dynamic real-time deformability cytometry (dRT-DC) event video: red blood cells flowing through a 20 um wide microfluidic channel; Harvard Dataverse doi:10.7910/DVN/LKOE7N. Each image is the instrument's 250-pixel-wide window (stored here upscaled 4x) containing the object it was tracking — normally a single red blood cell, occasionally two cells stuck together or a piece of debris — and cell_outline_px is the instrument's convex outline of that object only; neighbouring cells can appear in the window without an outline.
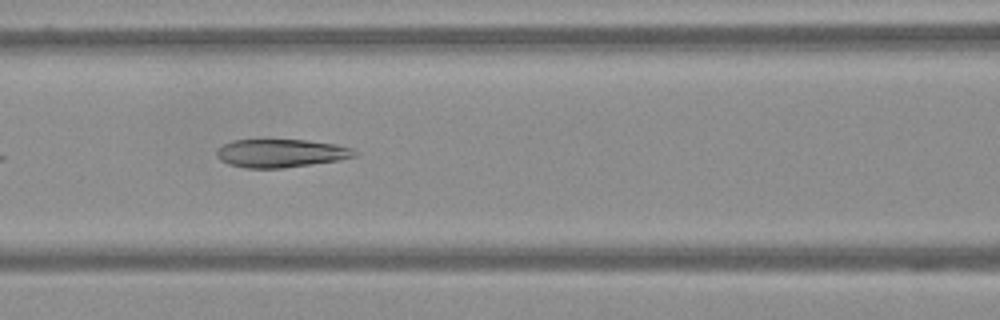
{"species": "Egyptian fruit bat (a non-hibernating species)", "species_latin": "Rousettus aegyptiacus", "temperature_condition": "warm", "stored_images_in_passage": 44, "camera_frame_rate_fps": 3000, "um_per_image_px": 0.085, "frame": {"image": 1, "passage_image": 10, "time_ms": 3.0, "image_size_px": [1000, 320], "cell_outline_px": [[356, 156], [340, 160], [284, 168], [244, 168], [228, 164], [220, 160], [216, 156], [216, 152], [224, 144], [232, 140], [304, 140], [336, 144], [352, 148], [356, 152]], "centroid_in_image_um": [23.87, 13.03], "position_along_channel_um": 142.7, "area_um2": 22.66}}
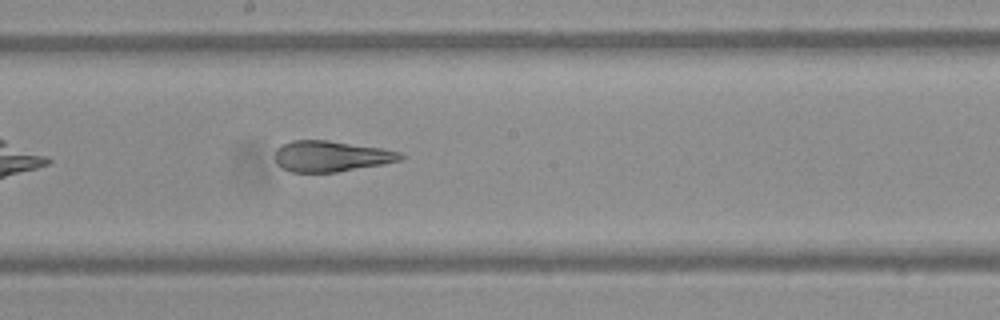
{"frame": {"image": 2, "passage_image": 17, "time_ms": 5.333, "image_size_px": [1000, 320], "cell_outline_px": [[404, 156], [400, 160], [380, 164], [336, 172], [292, 172], [276, 164], [276, 148], [292, 140], [328, 140], [380, 148], [400, 152]], "centroid_in_image_um": [28.1, 13.27], "position_along_channel_um": 220.1, "area_um2": 22.2}}
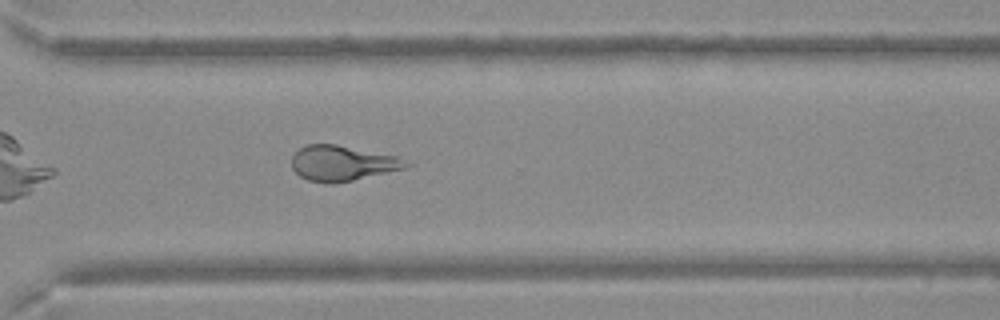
{"frame": {"image": 3, "passage_image": 28, "time_ms": 9.0, "image_size_px": [1000, 320], "cell_outline_px": [[412, 164], [404, 168], [336, 184], [324, 184], [308, 180], [300, 176], [292, 168], [292, 156], [300, 148], [308, 144], [336, 144], [396, 156]], "centroid_in_image_um": [29.06, 13.88], "position_along_channel_um": 341.5, "area_um2": 23.41}}